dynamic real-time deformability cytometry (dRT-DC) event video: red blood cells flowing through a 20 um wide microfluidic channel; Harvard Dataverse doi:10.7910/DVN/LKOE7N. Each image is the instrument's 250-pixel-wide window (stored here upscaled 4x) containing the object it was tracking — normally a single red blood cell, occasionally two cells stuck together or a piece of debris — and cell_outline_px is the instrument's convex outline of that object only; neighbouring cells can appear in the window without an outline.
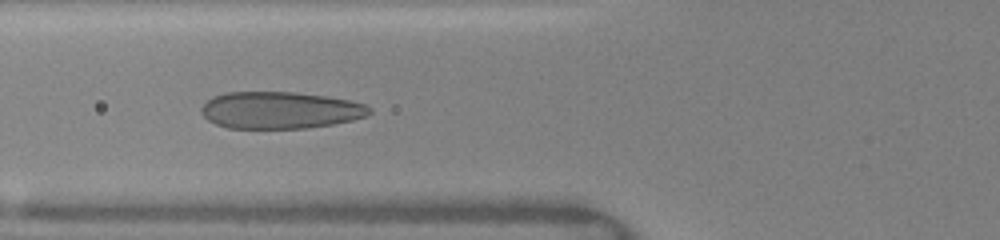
{"species": "human", "species_latin": "Homo sapiens", "temperature_condition": "warm", "stored_images_in_passage": 54, "camera_frame_rate_fps": 3000, "um_per_image_px": 0.085, "donor": {"sex": "female"}, "frame": {"image": 1, "passage_image": 22, "time_ms": 6.333, "image_size_px": [1000, 240], "cell_outline_px": [[372, 112], [368, 116], [352, 120], [332, 124], [308, 128], [228, 128], [216, 124], [208, 120], [200, 112], [200, 108], [212, 96], [228, 92], [292, 92], [324, 96], [348, 100], [364, 104], [372, 108]], "centroid_in_image_um": [23.8, 9.37], "position_along_channel_um": 102.0, "area_um2": 36.18}}
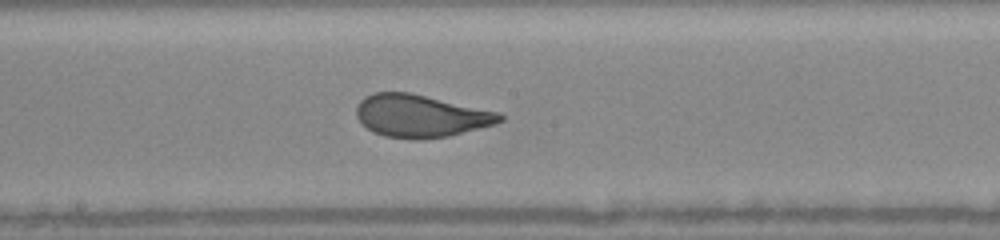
{"frame": {"image": 2, "passage_image": 32, "time_ms": 9.0, "image_size_px": [1000, 240], "cell_outline_px": [[504, 120], [492, 124], [448, 136], [420, 140], [412, 140], [384, 136], [372, 132], [356, 116], [356, 108], [360, 100], [364, 96], [372, 92], [412, 92], [500, 112], [504, 116]], "centroid_in_image_um": [35.73, 9.84], "position_along_channel_um": 212.5, "area_um2": 35.78}}
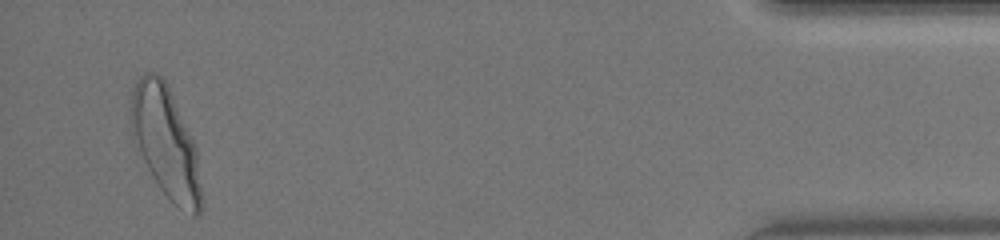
{"frame": {"image": 3, "passage_image": 53, "time_ms": 15.667, "image_size_px": [1000, 240], "cell_outline_px": [[200, 212], [196, 216], [192, 216], [176, 204], [160, 188], [152, 176], [132, 144], [132, 88], [136, 80], [144, 72], [156, 72], [168, 84], [196, 144], [200, 184]], "centroid_in_image_um": [14.07, 12.04], "position_along_channel_um": 421.1, "area_um2": 45.37}, "authors_computed_cell_mechanics": {"area_um2": 35.8071, "velocity_mm_per_s": 4.1308, "shape_relaxation_time_tau1_ms": 3.3751, "shape_relaxation_time_tau2_ms": null, "deformation_change_tau1": 0.162, "deformation_change_tau2": null}}